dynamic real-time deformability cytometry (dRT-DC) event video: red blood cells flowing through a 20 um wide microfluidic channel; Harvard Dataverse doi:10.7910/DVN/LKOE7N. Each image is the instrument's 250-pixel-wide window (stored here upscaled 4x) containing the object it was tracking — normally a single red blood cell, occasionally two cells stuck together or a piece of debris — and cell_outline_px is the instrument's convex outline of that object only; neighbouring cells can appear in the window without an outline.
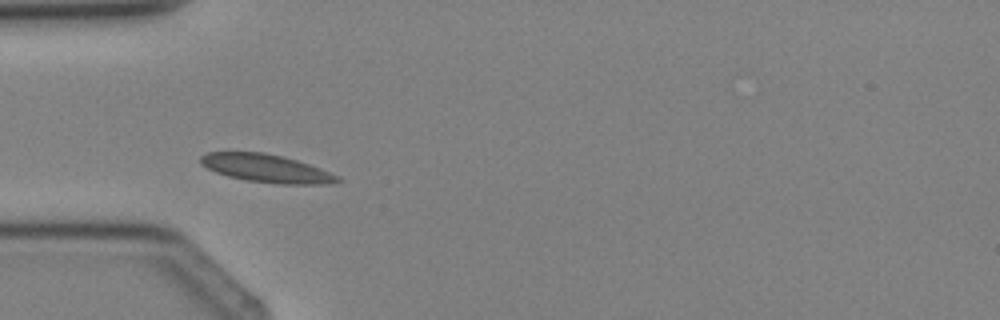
{"species": "Egyptian fruit bat (a non-hibernating species)", "species_latin": "Rousettus aegyptiacus", "temperature_condition": "cold", "stored_images_in_passage": 3, "camera_frame_rate_fps": 3000, "um_per_image_px": 0.085, "animal": {"sex": "female"}, "frame": {"image": 1, "passage_image": 3, "time_ms": 2.333, "image_size_px": [1000, 320], "cell_outline_px": [[344, 180], [332, 184], [280, 184], [248, 180], [228, 176], [216, 172], [200, 164], [200, 156], [208, 152], [264, 152], [284, 156], [320, 168]], "centroid_in_image_um": [22.64, 14.31], "position_along_channel_um": 62.4, "area_um2": 22.25}}